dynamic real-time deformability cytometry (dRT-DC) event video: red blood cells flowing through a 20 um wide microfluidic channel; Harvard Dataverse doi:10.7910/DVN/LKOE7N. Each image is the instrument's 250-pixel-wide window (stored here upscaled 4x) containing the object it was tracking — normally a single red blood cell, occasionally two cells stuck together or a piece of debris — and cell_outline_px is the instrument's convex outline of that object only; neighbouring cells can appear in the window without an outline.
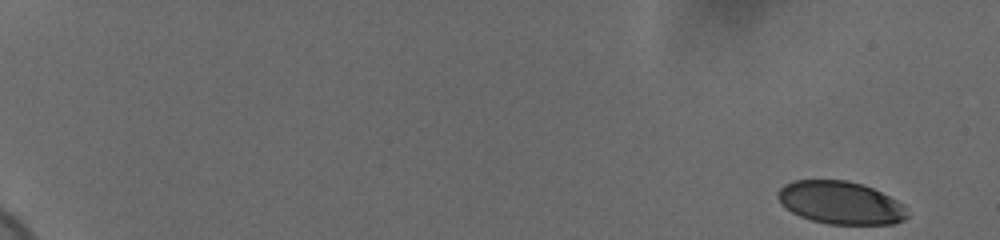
{"species": "human", "species_latin": "Homo sapiens", "temperature_condition": "cold", "stored_images_in_passage": 57, "camera_frame_rate_fps": 3000, "um_per_image_px": 0.085, "donor": {"sex": "female"}, "frame": {"image": 1, "passage_image": 1, "time_ms": 0.0, "image_size_px": [1000, 240], "cell_outline_px": [[908, 216], [904, 220], [892, 224], [828, 224], [812, 220], [800, 216], [792, 212], [780, 204], [776, 196], [776, 192], [784, 184], [796, 180], [844, 180], [860, 184], [872, 188], [904, 204]], "centroid_in_image_um": [71.41, 17.23], "position_along_channel_um": 13.6, "area_um2": 32.25}}
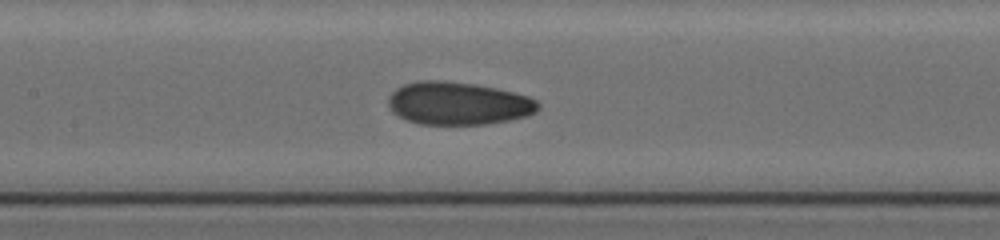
{"frame": {"image": 2, "passage_image": 30, "time_ms": 9.667, "image_size_px": [1000, 240], "cell_outline_px": [[540, 108], [536, 112], [528, 116], [488, 124], [420, 124], [404, 120], [392, 112], [388, 104], [388, 96], [396, 88], [404, 84], [420, 80], [444, 80], [476, 84], [496, 88], [528, 96], [536, 100], [540, 104]], "centroid_in_image_um": [38.93, 8.78], "position_along_channel_um": 168.5, "area_um2": 37.74}}
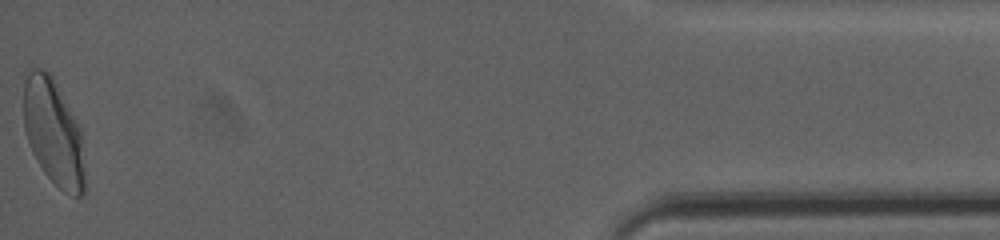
{"frame": {"image": 3, "passage_image": 57, "time_ms": 18.667, "image_size_px": [1000, 240], "cell_outline_px": [[84, 192], [80, 196], [72, 196], [64, 192], [44, 172], [36, 160], [28, 144], [24, 128], [24, 84], [28, 72], [32, 68], [44, 68], [52, 76], [80, 128], [84, 144]], "centroid_in_image_um": [4.55, 11.27], "position_along_channel_um": 430.7, "area_um2": 37.86}, "authors_computed_cell_mechanics": {"area_um2": 35.7782, "velocity_mm_per_s": 3.6833, "shape_relaxation_time_tau1_ms": 6.0872, "shape_relaxation_time_tau2_ms": 1.2608, "deformation_change_tau1": 0.1569, "deformation_change_tau2": 0.0574}}